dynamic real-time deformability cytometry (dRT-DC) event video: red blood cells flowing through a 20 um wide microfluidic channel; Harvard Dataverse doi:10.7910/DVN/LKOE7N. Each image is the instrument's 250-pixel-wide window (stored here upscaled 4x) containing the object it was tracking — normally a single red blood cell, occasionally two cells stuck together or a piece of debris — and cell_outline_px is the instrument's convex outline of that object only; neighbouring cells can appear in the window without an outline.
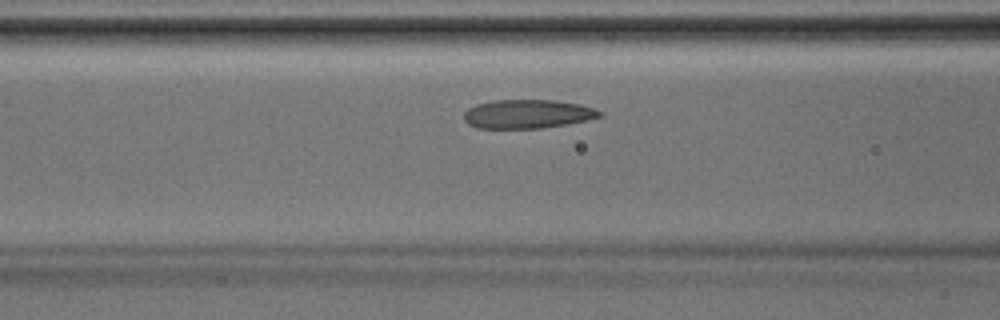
{"species": "Egyptian fruit bat (a non-hibernating species)", "species_latin": "Rousettus aegyptiacus", "temperature_condition": "room temperature", "stored_images_in_passage": 30, "camera_frame_rate_fps": 3000, "um_per_image_px": 0.085, "animal": {"sex": "male"}, "frame": {"image": 1, "passage_image": 9, "time_ms": 2.667, "image_size_px": [1000, 320], "cell_outline_px": [[604, 116], [568, 124], [540, 128], [476, 128], [468, 124], [464, 120], [464, 112], [468, 108], [476, 104], [492, 100], [556, 100], [580, 104], [604, 112]], "centroid_in_image_um": [44.84, 9.68], "position_along_channel_um": 121.8, "area_um2": 22.95}}
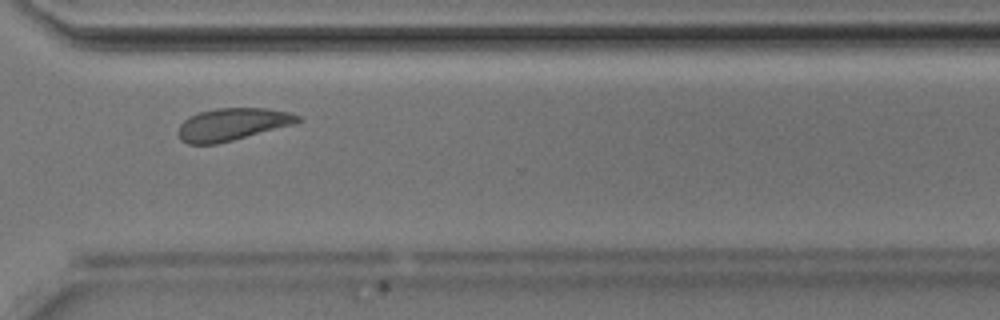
{"frame": {"image": 2, "passage_image": 23, "time_ms": 7.333, "image_size_px": [1000, 320], "cell_outline_px": [[304, 120], [296, 124], [216, 144], [188, 144], [180, 140], [176, 132], [180, 124], [184, 120], [200, 112], [216, 108], [264, 108], [288, 112], [300, 116]], "centroid_in_image_um": [19.75, 10.57], "position_along_channel_um": 350.8, "area_um2": 22.6}}
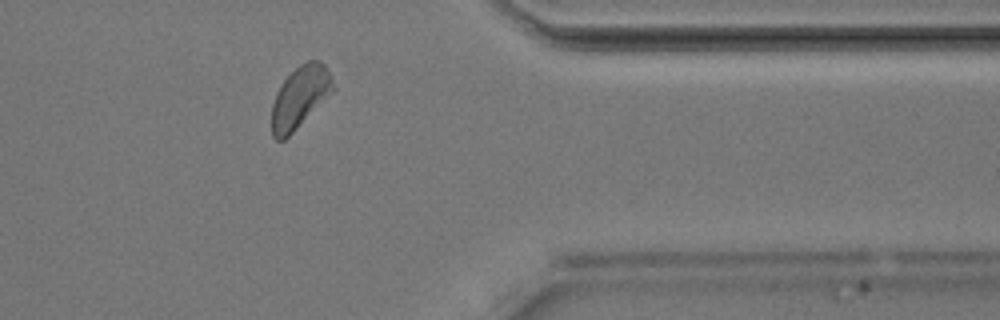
{"frame": {"image": 3, "passage_image": 26, "time_ms": 8.333, "image_size_px": [1000, 320], "cell_outline_px": [[336, 88], [284, 140], [276, 140], [272, 136], [272, 104], [276, 92], [280, 84], [300, 64], [308, 60], [320, 60], [328, 68], [332, 76]], "centroid_in_image_um": [25.5, 8.22], "position_along_channel_um": 385.9, "area_um2": 21.91}}